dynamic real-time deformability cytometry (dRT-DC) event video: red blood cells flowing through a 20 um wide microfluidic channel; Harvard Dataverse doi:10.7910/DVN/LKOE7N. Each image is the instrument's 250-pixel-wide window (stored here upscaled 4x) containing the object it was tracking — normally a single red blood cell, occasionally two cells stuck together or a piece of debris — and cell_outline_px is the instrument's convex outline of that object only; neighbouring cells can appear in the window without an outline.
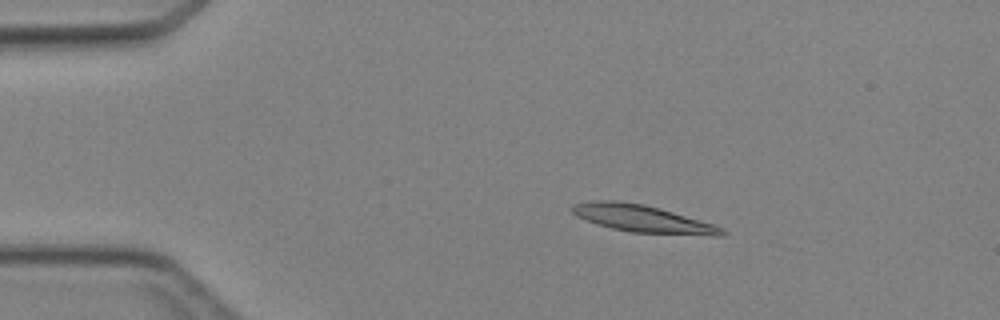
{"species": "Egyptian fruit bat (a non-hibernating species)", "species_latin": "Rousettus aegyptiacus", "temperature_condition": "cold", "stored_images_in_passage": 4, "camera_frame_rate_fps": 3000, "um_per_image_px": 0.085, "animal": {"sex": "female"}, "frame": {"image": 1, "passage_image": 2, "time_ms": 1.333, "image_size_px": [1000, 320], "cell_outline_px": [[728, 232], [724, 236], [712, 236], [632, 232], [612, 228], [596, 224], [576, 216], [572, 212], [572, 204], [596, 200], [616, 200], [644, 204], [660, 208], [716, 224], [724, 228]], "centroid_in_image_um": [54.7, 18.59], "position_along_channel_um": 30.3, "area_um2": 24.1}}